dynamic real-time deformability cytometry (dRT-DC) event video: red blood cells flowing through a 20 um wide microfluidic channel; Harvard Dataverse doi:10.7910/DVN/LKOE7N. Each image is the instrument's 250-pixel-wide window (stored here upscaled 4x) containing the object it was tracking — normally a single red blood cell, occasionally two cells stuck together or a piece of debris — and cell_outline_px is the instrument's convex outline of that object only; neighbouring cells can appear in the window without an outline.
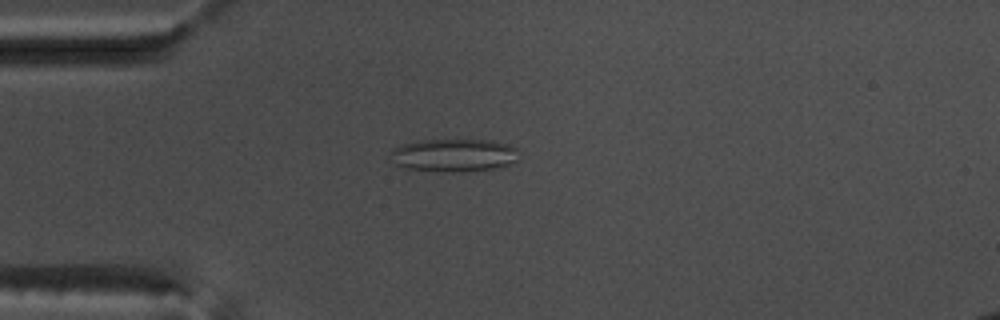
{"species": "common noctule bat (a hibernating species)", "species_latin": "Nyctalus noctula", "temperature_condition": "warm", "stored_images_in_passage": 54, "camera_frame_rate_fps": 3000, "um_per_image_px": 0.085, "animal": {"sex": "male", "body_mass_g": 17.5, "forearm_length_mm": 52.3}, "frame": {"image": 1, "passage_image": 15, "time_ms": 4.667, "image_size_px": [1000, 320], "cell_outline_px": [[520, 160], [508, 164], [492, 168], [452, 172], [408, 168], [396, 164], [392, 152], [392, 148], [404, 144], [424, 140], [492, 140], [508, 144], [516, 148]], "centroid_in_image_um": [38.65, 13.17], "position_along_channel_um": 46.4, "area_um2": 24.1}}
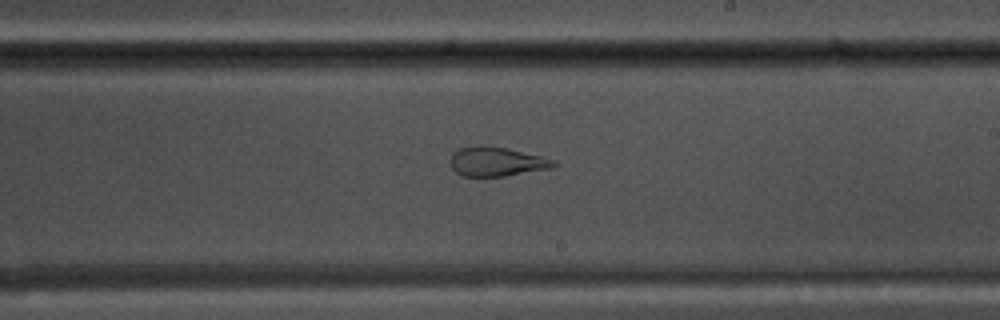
{"frame": {"image": 2, "passage_image": 32, "time_ms": 10.333, "image_size_px": [1000, 320], "cell_outline_px": [[556, 164], [552, 168], [504, 176], [464, 176], [456, 172], [452, 168], [448, 160], [452, 152], [460, 148], [504, 148], [544, 156], [556, 160]], "centroid_in_image_um": [42.23, 13.77], "position_along_channel_um": 246.8, "area_um2": 17.17}}
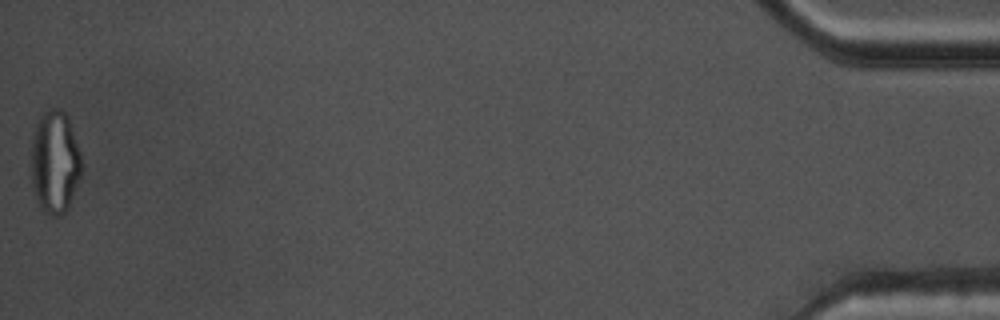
{"frame": {"image": 3, "passage_image": 54, "time_ms": 17.667, "image_size_px": [1000, 320], "cell_outline_px": [[80, 176], [68, 208], [60, 216], [52, 216], [44, 212], [40, 208], [32, 188], [32, 136], [36, 124], [40, 116], [44, 112], [52, 108], [60, 108], [68, 116], [80, 152]], "centroid_in_image_um": [4.65, 13.78], "position_along_channel_um": 430.6, "area_um2": 30.06}, "authors_computed_cell_mechanics": {"area_um2": 24.854, "velocity_mm_per_s": 3.8294, "shape_relaxation_time_tau1_ms": null, "shape_relaxation_time_tau2_ms": 1.2267, "deformation_change_tau1": null, "deformation_change_tau2": 0.0825}}